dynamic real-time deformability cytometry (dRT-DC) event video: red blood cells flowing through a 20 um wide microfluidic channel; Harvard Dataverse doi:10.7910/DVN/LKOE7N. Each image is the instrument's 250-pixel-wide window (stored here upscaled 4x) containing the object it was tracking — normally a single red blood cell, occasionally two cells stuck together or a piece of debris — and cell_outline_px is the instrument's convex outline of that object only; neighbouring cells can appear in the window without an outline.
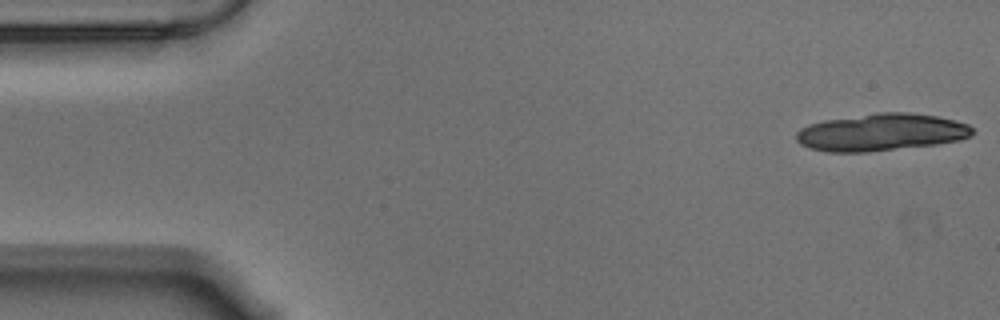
{"species": "Egyptian fruit bat (a non-hibernating species)", "species_latin": "Rousettus aegyptiacus", "temperature_condition": "warm", "stored_images_in_passage": 15, "camera_frame_rate_fps": 3000, "um_per_image_px": 0.085, "animal": {"sex": "male"}, "frame": {"image": 1, "passage_image": 1, "time_ms": 0.0, "image_size_px": [1000, 320], "cell_outline_px": [[972, 136], [960, 140], [936, 144], [868, 152], [828, 152], [812, 148], [800, 144], [796, 140], [796, 132], [800, 128], [808, 124], [824, 120], [876, 112], [908, 112], [936, 116], [968, 124], [972, 128]], "centroid_in_image_um": [74.88, 11.24], "position_along_channel_um": 10.1, "area_um2": 38.26}}